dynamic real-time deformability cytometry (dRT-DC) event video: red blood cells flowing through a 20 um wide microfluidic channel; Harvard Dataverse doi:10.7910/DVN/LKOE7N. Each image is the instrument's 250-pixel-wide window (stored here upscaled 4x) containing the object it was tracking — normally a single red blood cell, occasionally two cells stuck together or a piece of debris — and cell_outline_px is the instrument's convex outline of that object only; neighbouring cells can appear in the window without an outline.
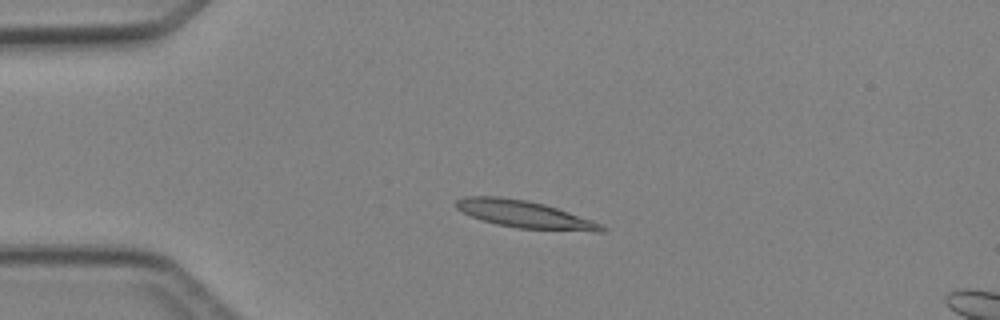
{"species": "Egyptian fruit bat (a non-hibernating species)", "species_latin": "Rousettus aegyptiacus", "temperature_condition": "cold", "stored_images_in_passage": 6, "camera_frame_rate_fps": 3000, "um_per_image_px": 0.085, "animal": {"sex": "female"}, "frame": {"image": 1, "passage_image": 3, "time_ms": 2.333, "image_size_px": [1000, 320], "cell_outline_px": [[608, 228], [604, 232], [596, 232], [516, 228], [496, 224], [472, 216], [456, 208], [452, 204], [456, 200], [464, 196], [496, 196], [524, 200], [544, 204], [592, 220]], "centroid_in_image_um": [44.59, 18.22], "position_along_channel_um": 40.4, "area_um2": 23.0}}
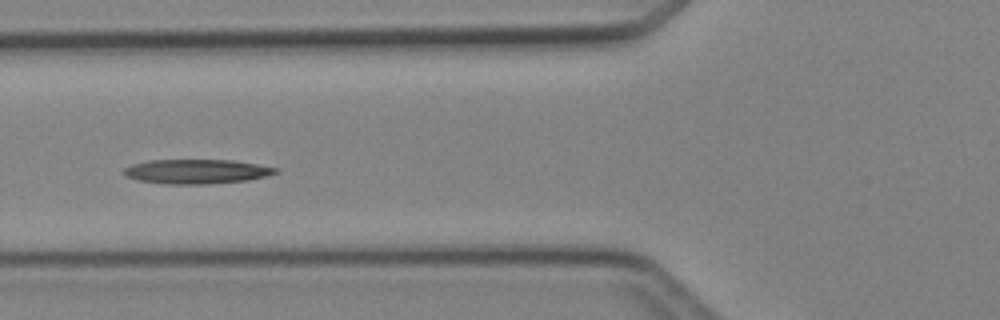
{"frame": {"image": 2, "passage_image": 5, "time_ms": 4.667, "image_size_px": [1000, 320], "cell_outline_px": [[280, 172], [268, 176], [248, 180], [212, 184], [168, 184], [140, 180], [124, 176], [124, 168], [132, 164], [148, 160], [232, 160], [280, 168]], "centroid_in_image_um": [16.76, 14.58], "position_along_channel_um": 109.0, "area_um2": 21.73}}
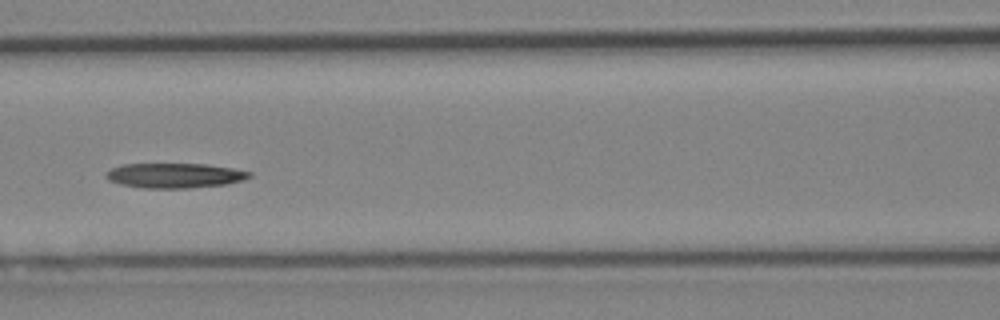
{"frame": {"image": 3, "passage_image": 6, "time_ms": 5.667, "image_size_px": [1000, 320], "cell_outline_px": [[252, 176], [244, 180], [224, 184], [188, 188], [144, 188], [120, 184], [108, 180], [104, 176], [104, 172], [112, 168], [124, 164], [204, 164], [232, 168], [252, 172]], "centroid_in_image_um": [14.82, 14.92], "position_along_channel_um": 151.8, "area_um2": 20.75}}